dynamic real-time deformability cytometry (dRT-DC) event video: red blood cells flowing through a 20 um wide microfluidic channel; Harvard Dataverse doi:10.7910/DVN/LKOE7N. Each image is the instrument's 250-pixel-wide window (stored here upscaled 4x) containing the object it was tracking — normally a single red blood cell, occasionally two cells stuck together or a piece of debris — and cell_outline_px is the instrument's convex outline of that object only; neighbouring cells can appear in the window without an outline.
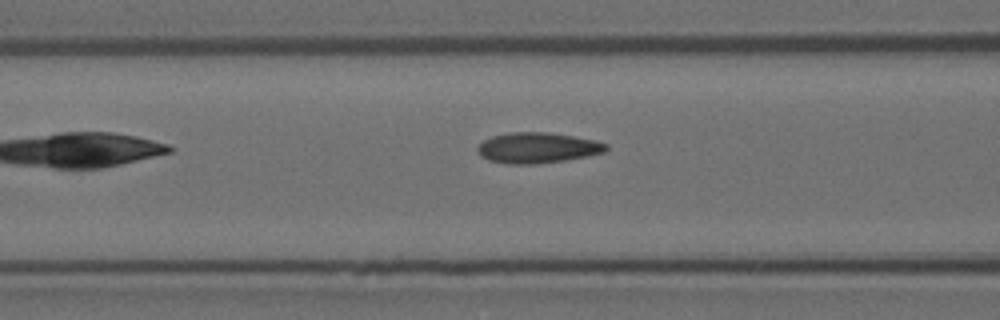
{"species": "Egyptian fruit bat (a non-hibernating species)", "species_latin": "Rousettus aegyptiacus", "temperature_condition": "room temperature", "stored_images_in_passage": 4, "camera_frame_rate_fps": 3000, "um_per_image_px": 0.085, "animal": {"sex": "female"}, "frame": {"image": 1, "passage_image": 3, "time_ms": 0.667, "image_size_px": [1000, 320], "cell_outline_px": [[608, 148], [604, 152], [564, 160], [532, 164], [508, 164], [488, 160], [480, 156], [476, 148], [484, 140], [492, 136], [512, 132], [548, 132], [596, 140], [608, 144]], "centroid_in_image_um": [45.66, 12.56], "position_along_channel_um": 120.9, "area_um2": 22.77}}